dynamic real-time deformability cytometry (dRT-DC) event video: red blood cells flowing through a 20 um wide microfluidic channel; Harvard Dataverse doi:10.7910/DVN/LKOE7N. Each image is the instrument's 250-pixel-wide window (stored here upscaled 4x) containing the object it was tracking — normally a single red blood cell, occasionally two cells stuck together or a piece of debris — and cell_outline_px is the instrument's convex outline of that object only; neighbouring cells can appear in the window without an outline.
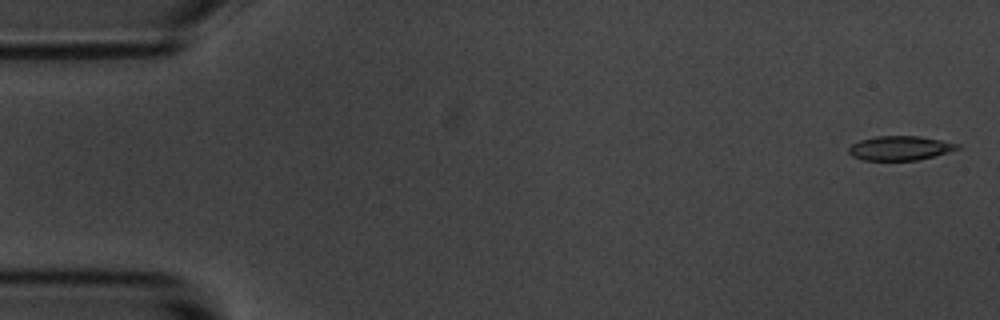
{"species": "common noctule bat (a hibernating species)", "species_latin": "Nyctalus noctula", "temperature_condition": "room temperature", "stored_images_in_passage": 5, "camera_frame_rate_fps": 3000, "um_per_image_px": 0.085, "animal": {"sex": "male", "body_mass_g": 20.1, "forearm_length_mm": 53.5}, "frame": {"image": 1, "passage_image": 1, "time_ms": 0.0, "image_size_px": [1000, 320], "cell_outline_px": [[960, 148], [948, 152], [916, 160], [864, 160], [852, 156], [848, 152], [848, 148], [852, 144], [860, 140], [876, 136], [920, 136], [960, 144]], "centroid_in_image_um": [76.48, 12.58], "position_along_channel_um": 8.5, "area_um2": 15.26}}
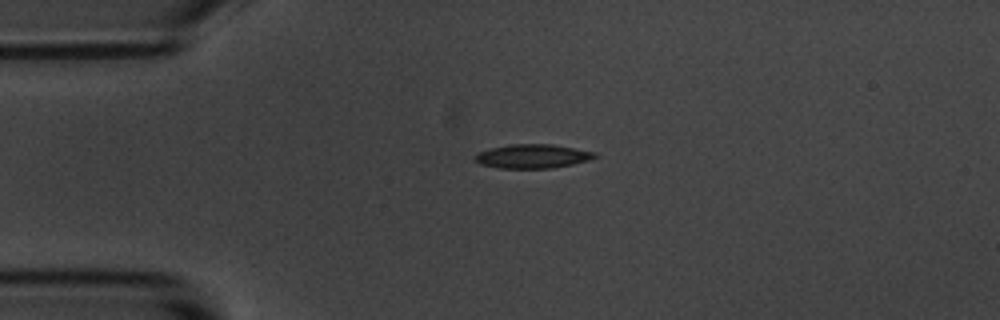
{"frame": {"image": 2, "passage_image": 4, "time_ms": 1.0, "image_size_px": [1000, 320], "cell_outline_px": [[596, 156], [588, 160], [572, 164], [552, 168], [496, 168], [480, 164], [476, 160], [476, 152], [488, 148], [512, 144], [552, 144], [596, 152]], "centroid_in_image_um": [45.23, 13.27], "position_along_channel_um": 39.8, "area_um2": 16.7}}